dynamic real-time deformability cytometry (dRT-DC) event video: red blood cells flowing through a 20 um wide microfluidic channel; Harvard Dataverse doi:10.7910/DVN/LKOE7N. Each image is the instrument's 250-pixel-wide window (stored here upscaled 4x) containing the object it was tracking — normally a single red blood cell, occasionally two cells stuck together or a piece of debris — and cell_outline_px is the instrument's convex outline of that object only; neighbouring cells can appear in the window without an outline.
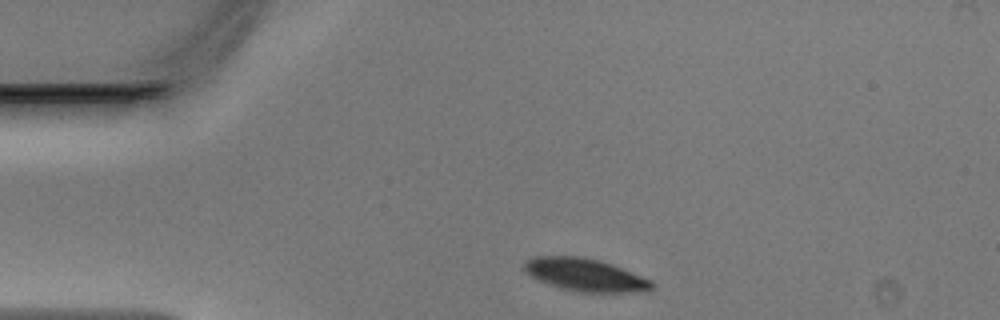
{"species": "Egyptian fruit bat (a non-hibernating species)", "species_latin": "Rousettus aegyptiacus", "temperature_condition": "warm", "stored_images_in_passage": 32, "camera_frame_rate_fps": 3000, "um_per_image_px": 0.085, "animal": {"sex": "male"}, "frame": {"image": 1, "passage_image": 2, "time_ms": 0.333, "image_size_px": [1000, 320], "cell_outline_px": [[656, 284], [648, 292], [576, 292], [560, 288], [536, 280], [524, 272], [524, 260], [536, 256], [580, 256], [612, 264], [652, 280]], "centroid_in_image_um": [49.73, 23.37], "position_along_channel_um": 35.3, "area_um2": 24.62}}
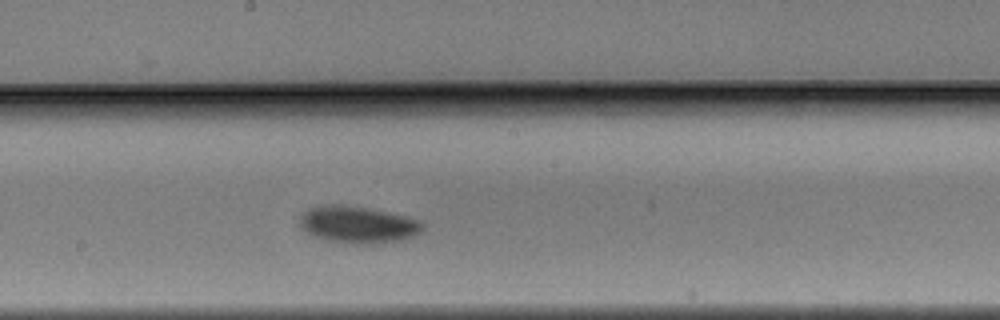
{"frame": {"image": 2, "passage_image": 18, "time_ms": 5.667, "image_size_px": [1000, 320], "cell_outline_px": [[424, 228], [416, 236], [400, 240], [372, 244], [344, 244], [324, 240], [312, 236], [300, 224], [300, 216], [308, 208], [324, 204], [344, 204], [368, 208], [408, 216], [420, 220], [424, 224]], "centroid_in_image_um": [30.43, 19.09], "position_along_channel_um": 217.8, "area_um2": 26.93}}
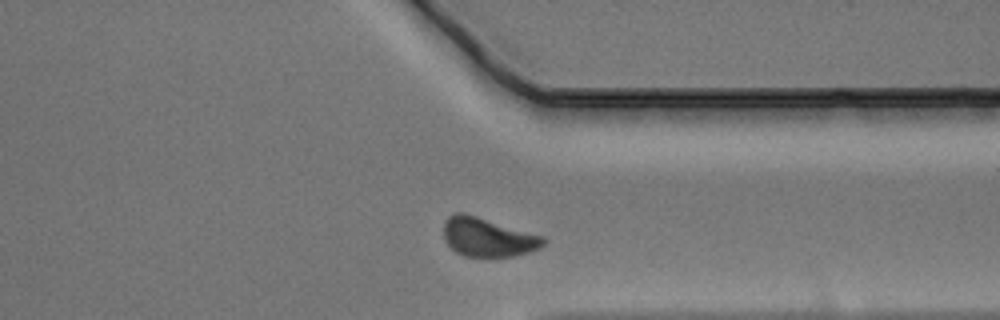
{"frame": {"image": 3, "passage_image": 29, "time_ms": 9.333, "image_size_px": [1000, 320], "cell_outline_px": [[548, 240], [540, 248], [528, 252], [512, 256], [464, 256], [456, 252], [444, 240], [444, 220], [448, 216], [456, 212], [464, 212], [544, 236]], "centroid_in_image_um": [41.46, 20.14], "position_along_channel_um": 369.9, "area_um2": 22.66}}